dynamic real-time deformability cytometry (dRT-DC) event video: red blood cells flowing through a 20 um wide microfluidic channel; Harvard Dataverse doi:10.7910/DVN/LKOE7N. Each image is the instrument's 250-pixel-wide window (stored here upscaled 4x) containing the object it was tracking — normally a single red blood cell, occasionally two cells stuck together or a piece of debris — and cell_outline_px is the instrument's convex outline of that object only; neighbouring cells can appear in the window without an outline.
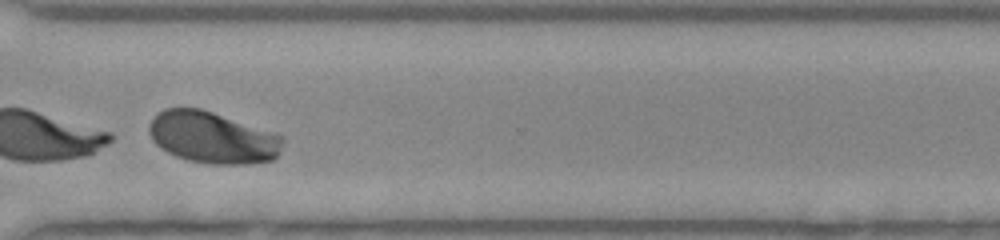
{"species": "human", "species_latin": "Homo sapiens", "temperature_condition": "room temperature", "stored_images_in_passage": 33, "camera_frame_rate_fps": 3000, "um_per_image_px": 0.085, "donor": {"sex": "female"}, "frame": {"image": 1, "passage_image": 29, "time_ms": 9.333, "image_size_px": [1000, 240], "cell_outline_px": [[284, 144], [276, 156], [272, 160], [248, 164], [212, 164], [188, 160], [176, 156], [160, 148], [152, 140], [148, 132], [148, 124], [156, 112], [164, 108], [200, 108], [276, 132], [284, 136]], "centroid_in_image_um": [18.06, 11.68], "position_along_channel_um": 352.5, "area_um2": 40.69}}